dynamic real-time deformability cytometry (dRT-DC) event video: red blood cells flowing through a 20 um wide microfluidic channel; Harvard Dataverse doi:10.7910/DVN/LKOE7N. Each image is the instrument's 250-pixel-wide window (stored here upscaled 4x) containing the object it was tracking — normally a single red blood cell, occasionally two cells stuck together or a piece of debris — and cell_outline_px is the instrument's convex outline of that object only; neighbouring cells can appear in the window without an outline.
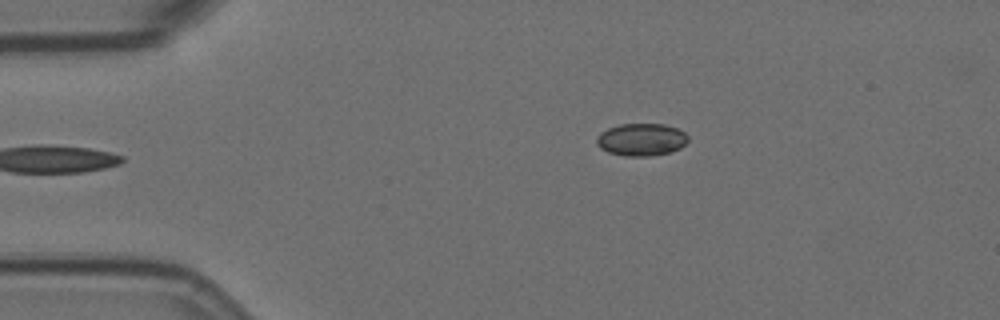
{"species": "Egyptian fruit bat (a non-hibernating species)", "species_latin": "Rousettus aegyptiacus", "temperature_condition": "room temperature", "stored_images_in_passage": 4, "camera_frame_rate_fps": 3000, "um_per_image_px": 0.085, "animal": {"sex": "female"}, "frame": {"image": 1, "passage_image": 1, "time_ms": 0.0, "image_size_px": [1000, 320], "cell_outline_px": [[688, 140], [680, 148], [668, 152], [648, 156], [624, 156], [608, 152], [600, 148], [596, 144], [596, 136], [600, 132], [608, 128], [620, 124], [664, 124], [676, 128], [684, 132], [688, 136]], "centroid_in_image_um": [54.48, 11.86], "position_along_channel_um": 30.5, "area_um2": 17.28}}